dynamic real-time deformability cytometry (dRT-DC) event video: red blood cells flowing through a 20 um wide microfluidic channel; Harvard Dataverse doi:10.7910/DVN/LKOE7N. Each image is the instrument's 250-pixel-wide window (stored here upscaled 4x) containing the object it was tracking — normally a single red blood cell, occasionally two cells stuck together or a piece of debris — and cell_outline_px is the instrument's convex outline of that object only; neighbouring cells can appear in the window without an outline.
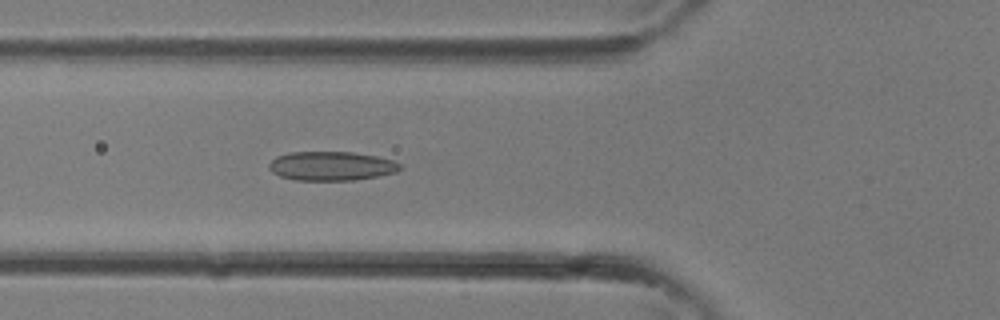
{"species": "common noctule bat (a hibernating species)", "species_latin": "Nyctalus noctula", "temperature_condition": "room temperature", "stored_images_in_passage": 28, "camera_frame_rate_fps": 3000, "um_per_image_px": 0.085, "animal": {"sex": "female"}, "frame": {"image": 1, "passage_image": 11, "time_ms": 3.333, "image_size_px": [1000, 320], "cell_outline_px": [[404, 168], [396, 172], [380, 176], [356, 180], [296, 180], [280, 176], [272, 172], [268, 168], [268, 164], [276, 156], [288, 152], [352, 152], [376, 156], [392, 160], [400, 164]], "centroid_in_image_um": [28.17, 14.11], "position_along_channel_um": 97.6, "area_um2": 22.37}}
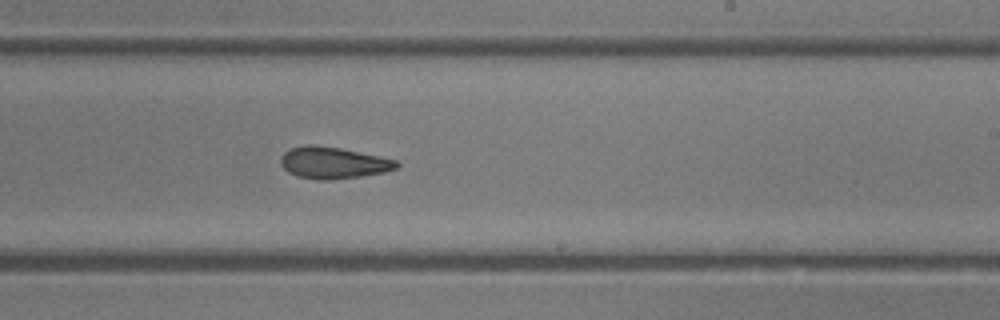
{"frame": {"image": 2, "passage_image": 19, "time_ms": 6.0, "image_size_px": [1000, 320], "cell_outline_px": [[400, 164], [396, 168], [384, 172], [360, 176], [328, 180], [320, 180], [296, 176], [288, 172], [280, 164], [280, 156], [288, 148], [308, 144], [316, 144], [340, 148], [380, 156], [396, 160]], "centroid_in_image_um": [28.27, 13.82], "position_along_channel_um": 260.7, "area_um2": 21.5}}
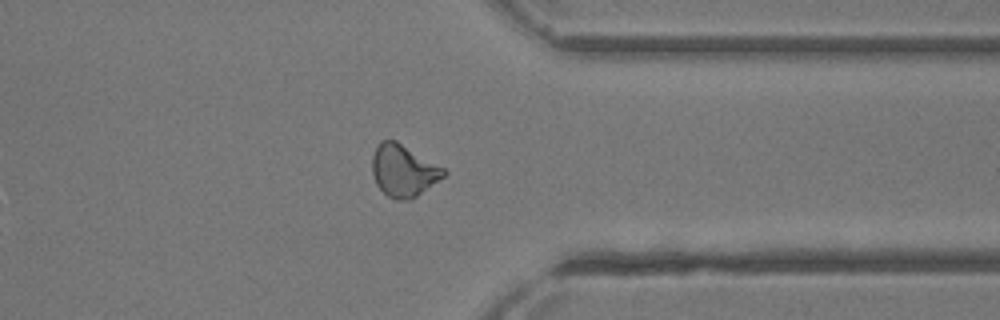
{"frame": {"image": 3, "passage_image": 25, "time_ms": 8.0, "image_size_px": [1000, 320], "cell_outline_px": [[448, 172], [444, 176], [416, 196], [408, 200], [396, 200], [388, 196], [376, 184], [372, 172], [372, 156], [380, 140], [396, 140], [444, 168]], "centroid_in_image_um": [34.27, 14.49], "position_along_channel_um": 377.1, "area_um2": 21.44}}